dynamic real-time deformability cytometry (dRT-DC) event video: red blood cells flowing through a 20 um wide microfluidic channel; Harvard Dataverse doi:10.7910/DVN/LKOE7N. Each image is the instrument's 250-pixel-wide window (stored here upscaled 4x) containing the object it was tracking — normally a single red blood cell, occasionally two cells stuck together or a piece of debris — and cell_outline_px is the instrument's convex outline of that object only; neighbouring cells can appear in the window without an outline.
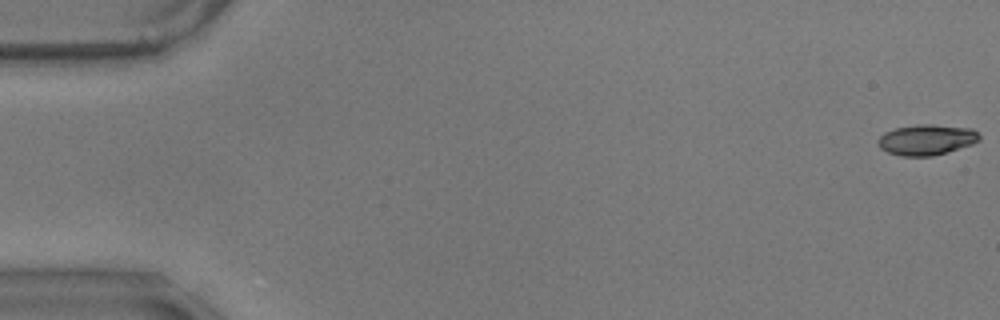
{"species": "common noctule bat (a hibernating species)", "species_latin": "Nyctalus noctula", "temperature_condition": "warm", "stored_images_in_passage": 12, "camera_frame_rate_fps": 3000, "um_per_image_px": 0.085, "animal": {"sex": "male", "body_mass_g": 17.9}, "frame": {"image": 1, "passage_image": 1, "time_ms": 0.0, "image_size_px": [1000, 320], "cell_outline_px": [[980, 140], [972, 144], [932, 156], [900, 156], [888, 152], [880, 148], [876, 140], [884, 132], [896, 128], [916, 124], [932, 124], [972, 128], [980, 136]], "centroid_in_image_um": [78.73, 11.87], "position_along_channel_um": 6.3, "area_um2": 18.09}}